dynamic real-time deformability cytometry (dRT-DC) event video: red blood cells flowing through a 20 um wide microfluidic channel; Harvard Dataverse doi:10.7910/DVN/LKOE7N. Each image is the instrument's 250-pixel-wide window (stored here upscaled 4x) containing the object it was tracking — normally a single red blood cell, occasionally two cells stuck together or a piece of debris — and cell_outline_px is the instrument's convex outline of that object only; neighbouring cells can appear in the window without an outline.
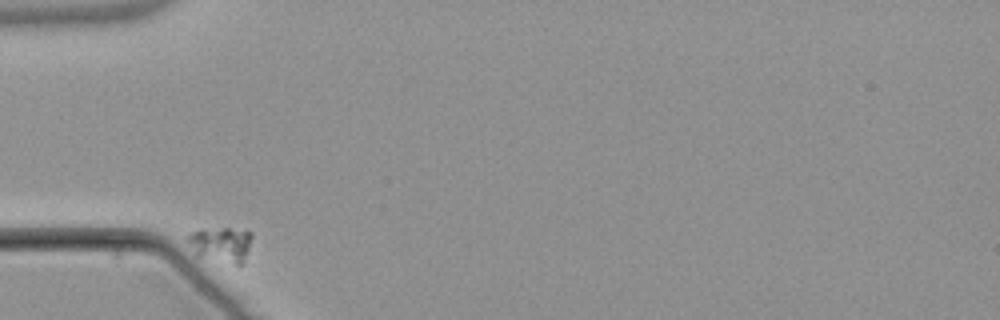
{"species": "common noctule bat (a hibernating species)", "species_latin": "Nyctalus noctula", "temperature_condition": "warm", "stored_images_in_passage": 4, "camera_frame_rate_fps": 3000, "um_per_image_px": 0.085, "animal": {"sex": "male", "body_mass_g": 21.5, "forearm_length_mm": 52.0}, "frame": {"image": 1, "passage_image": 1, "time_ms": 0.0, "image_size_px": [1000, 320], "cell_outline_px": [[252, 236], [244, 264], [236, 264], [196, 256], [184, 236], [200, 228], [228, 228], [252, 232]], "centroid_in_image_um": [18.75, 20.75], "position_along_channel_um": 66.3, "area_um2": 13.35}}
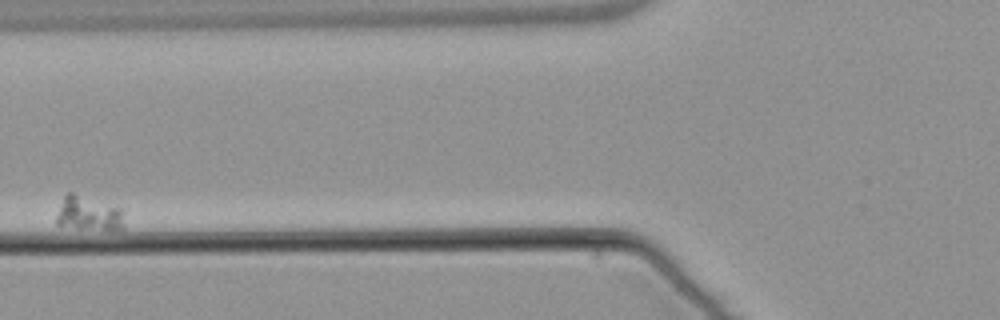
{"frame": {"image": 2, "passage_image": 2, "time_ms": 2.333, "image_size_px": [1000, 320], "cell_outline_px": [[124, 228], [76, 228], [56, 224], [56, 216], [64, 196], [68, 192], [72, 192], [124, 208]], "centroid_in_image_um": [7.55, 18.11], "position_along_channel_um": 118.2, "area_um2": 13.53}}